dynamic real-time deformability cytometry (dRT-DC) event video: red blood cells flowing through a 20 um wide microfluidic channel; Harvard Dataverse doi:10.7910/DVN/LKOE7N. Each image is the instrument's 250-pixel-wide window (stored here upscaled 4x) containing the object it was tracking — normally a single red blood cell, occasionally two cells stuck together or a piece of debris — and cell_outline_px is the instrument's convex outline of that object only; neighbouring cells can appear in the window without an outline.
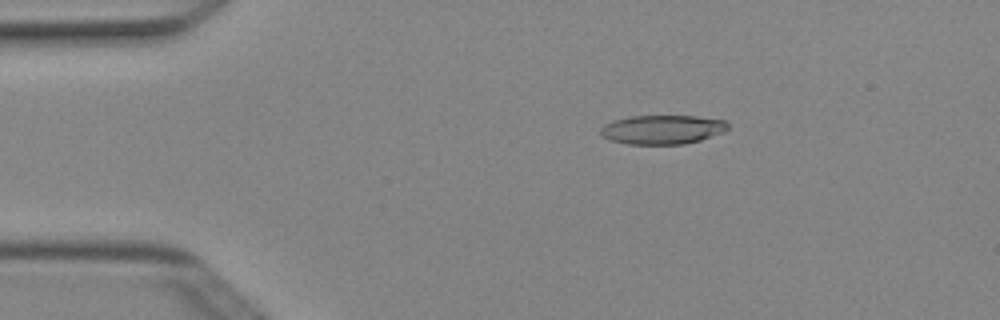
{"species": "Egyptian fruit bat (a non-hibernating species)", "species_latin": "Rousettus aegyptiacus", "temperature_condition": "cold", "stored_images_in_passage": 3, "camera_frame_rate_fps": 3000, "um_per_image_px": 0.085, "animal": {"sex": "female"}, "frame": {"image": 1, "passage_image": 3, "time_ms": 0.667, "image_size_px": [1000, 320], "cell_outline_px": [[728, 128], [724, 132], [700, 140], [684, 144], [628, 144], [612, 140], [604, 136], [600, 132], [600, 128], [604, 124], [612, 120], [628, 116], [696, 116], [724, 120], [728, 124]], "centroid_in_image_um": [56.3, 11.0], "position_along_channel_um": 28.7, "area_um2": 21.56}}